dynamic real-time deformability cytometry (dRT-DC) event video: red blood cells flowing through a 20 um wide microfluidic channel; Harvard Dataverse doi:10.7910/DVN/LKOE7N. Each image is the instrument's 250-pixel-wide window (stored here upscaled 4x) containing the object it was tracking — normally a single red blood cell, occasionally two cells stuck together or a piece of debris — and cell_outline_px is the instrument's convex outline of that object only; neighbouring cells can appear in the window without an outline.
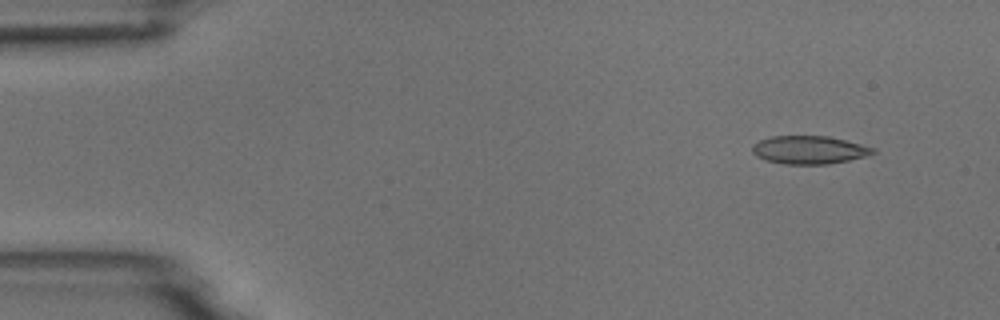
{"species": "common noctule bat (a hibernating species)", "species_latin": "Nyctalus noctula", "temperature_condition": "room temperature", "stored_images_in_passage": 5, "camera_frame_rate_fps": 3000, "um_per_image_px": 0.085, "animal": {"sex": "male", "body_mass_g": 18.8}, "frame": {"image": 1, "passage_image": 2, "time_ms": 1.333, "image_size_px": [1000, 320], "cell_outline_px": [[876, 152], [864, 156], [848, 160], [828, 164], [784, 164], [764, 160], [756, 156], [752, 152], [752, 144], [760, 140], [772, 136], [828, 136], [876, 148]], "centroid_in_image_um": [68.74, 12.74], "position_along_channel_um": 16.3, "area_um2": 19.71}}
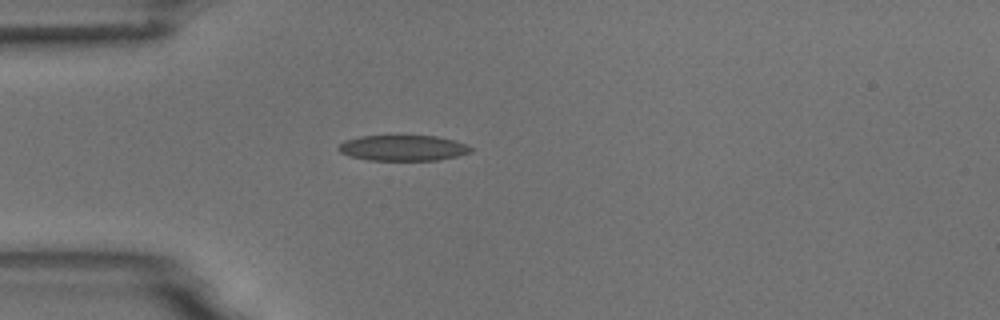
{"frame": {"image": 2, "passage_image": 5, "time_ms": 4.667, "image_size_px": [1000, 320], "cell_outline_px": [[472, 152], [456, 156], [436, 160], [368, 160], [348, 156], [340, 152], [336, 148], [344, 140], [360, 136], [436, 136], [452, 140], [464, 144], [472, 148]], "centroid_in_image_um": [34.19, 12.58], "position_along_channel_um": 50.8, "area_um2": 19.65}}